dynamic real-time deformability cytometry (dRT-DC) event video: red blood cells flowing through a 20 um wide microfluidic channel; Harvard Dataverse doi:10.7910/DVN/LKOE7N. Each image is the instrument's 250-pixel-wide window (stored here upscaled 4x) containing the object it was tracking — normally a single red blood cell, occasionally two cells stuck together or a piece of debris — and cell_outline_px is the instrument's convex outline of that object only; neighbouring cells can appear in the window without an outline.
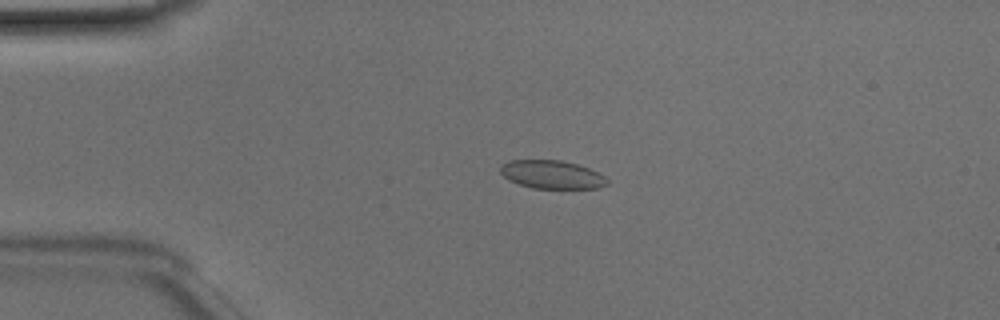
{"species": "Egyptian fruit bat (a non-hibernating species)", "species_latin": "Rousettus aegyptiacus", "temperature_condition": "room temperature", "stored_images_in_passage": 47, "camera_frame_rate_fps": 3000, "um_per_image_px": 0.085, "animal": {"sex": "male"}, "frame": {"image": 1, "passage_image": 9, "time_ms": 2.667, "image_size_px": [1000, 320], "cell_outline_px": [[608, 184], [600, 188], [532, 188], [508, 180], [500, 172], [500, 164], [508, 160], [560, 160], [576, 164], [588, 168], [604, 176], [608, 180]], "centroid_in_image_um": [46.88, 14.83], "position_along_channel_um": 38.1, "area_um2": 17.57}}
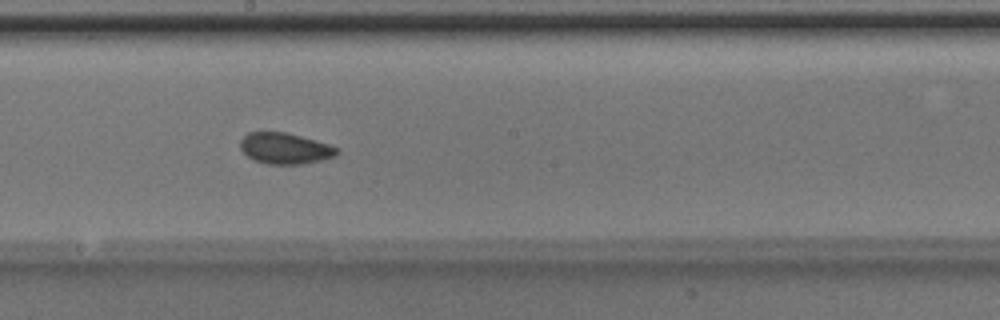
{"frame": {"image": 2, "passage_image": 25, "time_ms": 8.0, "image_size_px": [1000, 320], "cell_outline_px": [[340, 152], [336, 156], [320, 160], [300, 164], [264, 164], [252, 160], [240, 148], [240, 140], [248, 132], [284, 132], [316, 140], [340, 148]], "centroid_in_image_um": [24.23, 12.62], "position_along_channel_um": 224.0, "area_um2": 17.57}}
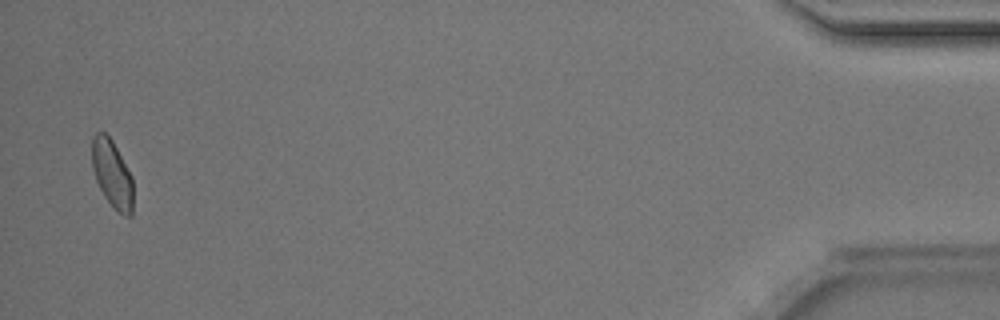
{"frame": {"image": 3, "passage_image": 46, "time_ms": 15.0, "image_size_px": [1000, 320], "cell_outline_px": [[132, 216], [124, 216], [116, 212], [104, 196], [96, 180], [92, 168], [92, 136], [96, 132], [104, 132], [112, 140], [132, 176]], "centroid_in_image_um": [9.52, 14.8], "position_along_channel_um": 425.7, "area_um2": 16.24}, "authors_computed_cell_mechanics": {"area_um2": 17.2822, "velocity_mm_per_s": 4.107, "shape_relaxation_time_tau1_ms": 10.5418, "shape_relaxation_time_tau2_ms": 1.7505, "deformation_change_tau1": 0.1466, "deformation_change_tau2": 0.0649}}